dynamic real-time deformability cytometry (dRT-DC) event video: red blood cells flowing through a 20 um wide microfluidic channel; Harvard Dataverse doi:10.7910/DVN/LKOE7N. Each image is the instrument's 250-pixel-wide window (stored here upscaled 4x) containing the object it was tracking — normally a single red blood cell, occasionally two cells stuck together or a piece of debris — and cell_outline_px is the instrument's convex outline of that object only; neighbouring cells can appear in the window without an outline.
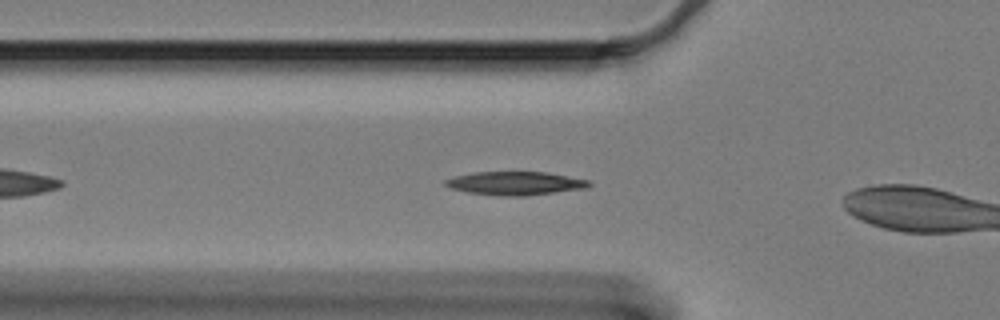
{"species": "Egyptian fruit bat (a non-hibernating species)", "species_latin": "Rousettus aegyptiacus", "temperature_condition": "cold", "stored_images_in_passage": 18, "camera_frame_rate_fps": 3000, "um_per_image_px": 0.085, "animal": {"sex": "female"}, "frame": {"image": 1, "passage_image": 6, "time_ms": 1.667, "image_size_px": [1000, 320], "cell_outline_px": [[592, 184], [588, 188], [528, 196], [496, 196], [468, 192], [452, 188], [444, 184], [444, 180], [456, 176], [472, 172], [544, 172], [588, 180]], "centroid_in_image_um": [43.81, 15.59], "position_along_channel_um": 82.0, "area_um2": 19.65}}
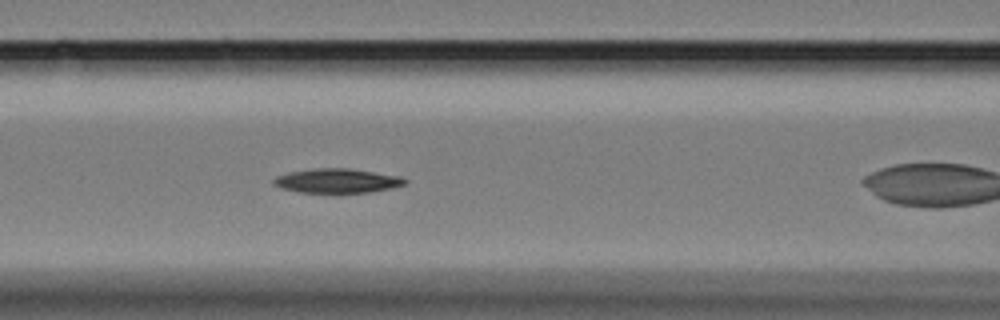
{"frame": {"image": 2, "passage_image": 11, "time_ms": 3.333, "image_size_px": [1000, 320], "cell_outline_px": [[408, 180], [404, 184], [372, 192], [300, 192], [280, 188], [272, 184], [272, 180], [276, 176], [288, 172], [312, 168], [348, 168], [400, 176]], "centroid_in_image_um": [28.59, 15.35], "position_along_channel_um": 138.0, "area_um2": 18.5}}